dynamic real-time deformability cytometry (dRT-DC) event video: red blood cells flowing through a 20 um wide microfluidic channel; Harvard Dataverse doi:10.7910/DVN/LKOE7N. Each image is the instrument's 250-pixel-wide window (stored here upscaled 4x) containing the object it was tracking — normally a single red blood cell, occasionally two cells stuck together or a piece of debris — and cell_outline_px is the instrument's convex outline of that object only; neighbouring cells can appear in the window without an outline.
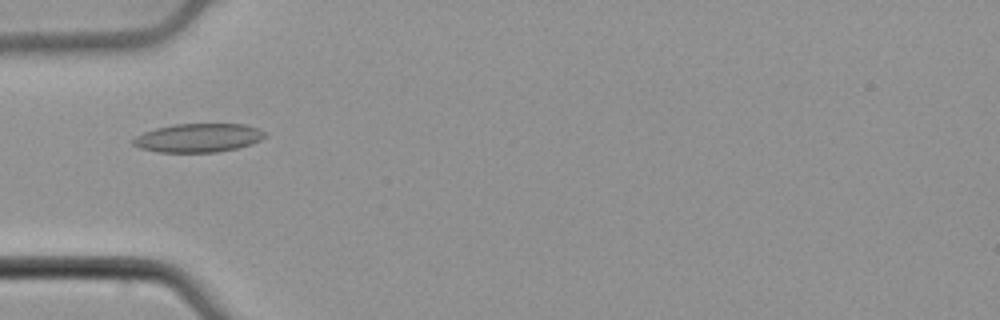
{"species": "common noctule bat (a hibernating species)", "species_latin": "Nyctalus noctula", "temperature_condition": "cold", "stored_images_in_passage": 39, "camera_frame_rate_fps": 3000, "um_per_image_px": 0.085, "animal": {"sex": "male", "body_mass_g": 21.5, "forearm_length_mm": 52.0}, "frame": {"image": 1, "passage_image": 3, "time_ms": 0.667, "image_size_px": [1000, 320], "cell_outline_px": [[264, 136], [260, 140], [252, 144], [236, 148], [216, 152], [160, 152], [140, 148], [132, 144], [132, 140], [136, 136], [144, 132], [156, 128], [176, 124], [244, 124], [256, 128], [264, 132]], "centroid_in_image_um": [16.83, 11.72], "position_along_channel_um": 68.2, "area_um2": 21.79}}
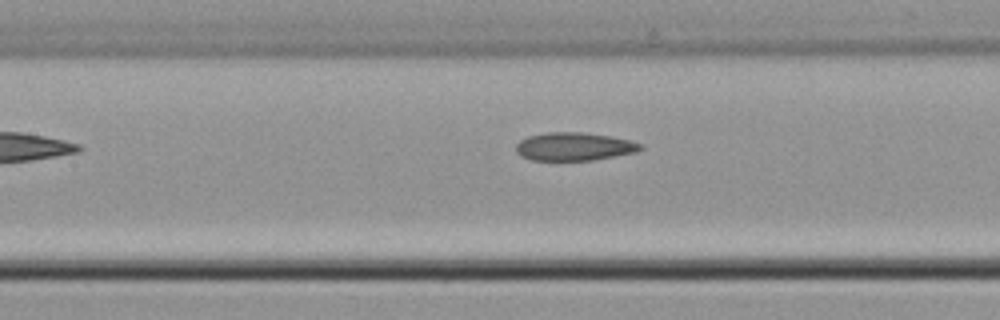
{"frame": {"image": 2, "passage_image": 10, "time_ms": 3.0, "image_size_px": [1000, 320], "cell_outline_px": [[644, 148], [636, 152], [592, 160], [532, 160], [520, 156], [516, 152], [516, 144], [520, 140], [528, 136], [548, 132], [584, 132], [612, 136], [644, 144]], "centroid_in_image_um": [48.81, 12.45], "position_along_channel_um": 158.6, "area_um2": 20.52}}
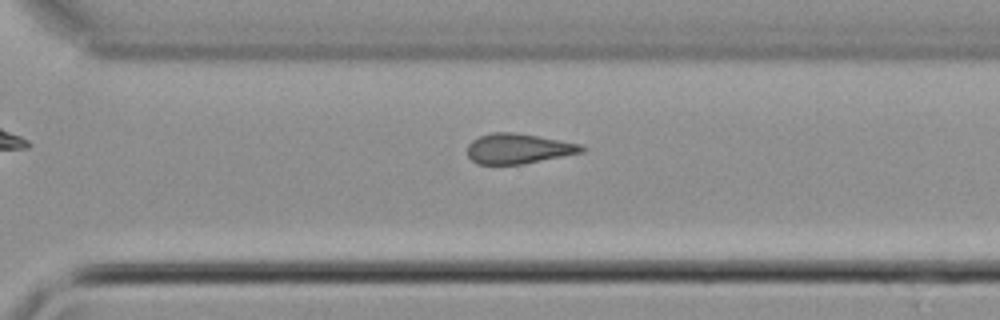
{"frame": {"image": 3, "passage_image": 23, "time_ms": 7.333, "image_size_px": [1000, 320], "cell_outline_px": [[588, 148], [584, 152], [524, 164], [476, 164], [468, 156], [468, 144], [472, 140], [480, 136], [492, 132], [516, 132], [580, 144]], "centroid_in_image_um": [44.07, 12.63], "position_along_channel_um": 326.5, "area_um2": 20.11}, "authors_computed_cell_mechanics": {"area_um2": 20.519, "velocity_mm_per_s": 3.8908, "shape_relaxation_time_tau1_ms": null, "shape_relaxation_time_tau2_ms": 4.8984, "deformation_change_tau1": null, "deformation_change_tau2": 0.1382}}